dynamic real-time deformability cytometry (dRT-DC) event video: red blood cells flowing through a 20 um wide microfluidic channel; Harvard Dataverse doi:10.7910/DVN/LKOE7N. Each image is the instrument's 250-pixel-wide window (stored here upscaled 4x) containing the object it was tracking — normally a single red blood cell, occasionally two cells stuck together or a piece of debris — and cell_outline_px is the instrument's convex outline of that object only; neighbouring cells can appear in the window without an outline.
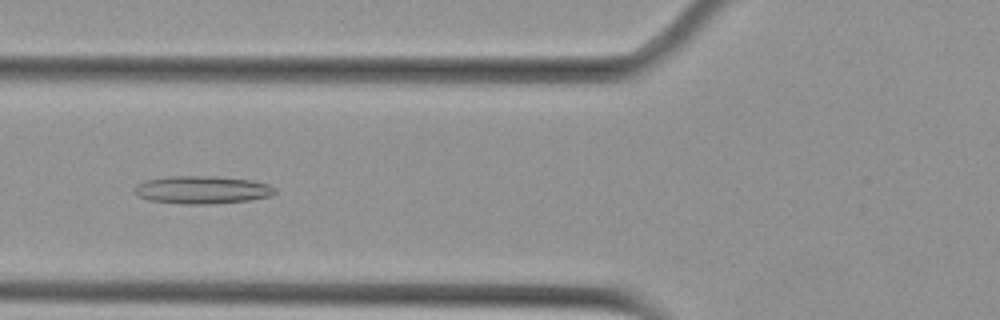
{"species": "Egyptian fruit bat (a non-hibernating species)", "species_latin": "Rousettus aegyptiacus", "temperature_condition": "cold", "stored_images_in_passage": 7, "camera_frame_rate_fps": 3000, "um_per_image_px": 0.085, "animal": {"sex": "female"}, "frame": {"image": 1, "passage_image": 5, "time_ms": 1.333, "image_size_px": [1000, 320], "cell_outline_px": [[276, 192], [272, 196], [248, 200], [208, 204], [184, 204], [148, 200], [140, 196], [132, 188], [136, 184], [144, 180], [164, 176], [216, 176], [252, 180], [268, 184], [276, 188]], "centroid_in_image_um": [17.17, 16.12], "position_along_channel_um": 108.6, "area_um2": 22.95}}
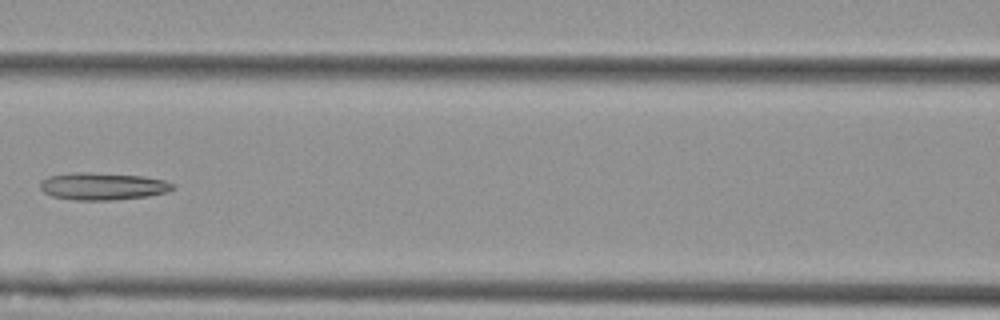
{"frame": {"image": 2, "passage_image": 6, "time_ms": 1.667, "image_size_px": [1000, 320], "cell_outline_px": [[176, 188], [168, 192], [148, 196], [112, 200], [72, 200], [52, 196], [44, 192], [40, 188], [40, 180], [48, 176], [76, 172], [88, 172], [144, 176], [164, 180], [176, 184]], "centroid_in_image_um": [8.75, 15.83], "position_along_channel_um": 157.8, "area_um2": 21.33}}
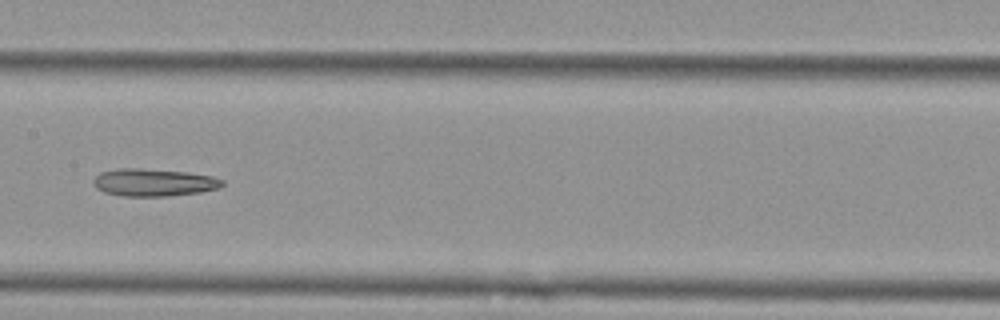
{"frame": {"image": 3, "passage_image": 7, "time_ms": 2.0, "image_size_px": [1000, 320], "cell_outline_px": [[224, 184], [220, 188], [200, 192], [168, 196], [124, 196], [104, 192], [96, 188], [92, 180], [100, 172], [120, 168], [140, 168], [188, 172], [212, 176], [224, 180]], "centroid_in_image_um": [13.08, 15.5], "position_along_channel_um": 194.3, "area_um2": 20.75}}